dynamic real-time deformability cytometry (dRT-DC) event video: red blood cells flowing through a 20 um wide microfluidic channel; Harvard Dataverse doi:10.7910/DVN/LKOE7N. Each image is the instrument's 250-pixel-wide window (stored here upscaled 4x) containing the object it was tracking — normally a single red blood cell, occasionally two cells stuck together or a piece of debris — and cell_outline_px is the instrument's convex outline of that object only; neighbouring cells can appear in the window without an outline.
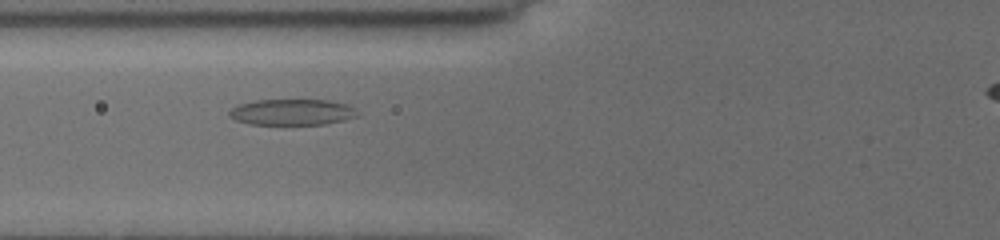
{"species": "common noctule bat (a hibernating species)", "species_latin": "Nyctalus noctula", "temperature_condition": "cold", "stored_images_in_passage": 3, "camera_frame_rate_fps": 3000, "um_per_image_px": 0.085, "animal": {"sex": "female", "body_mass_g": 19.5, "forearm_length_mm": 54.1}, "frame": {"image": 1, "passage_image": 2, "time_ms": 1.0, "image_size_px": [1000, 240], "cell_outline_px": [[360, 116], [344, 120], [324, 124], [252, 124], [236, 120], [228, 116], [228, 112], [232, 108], [240, 104], [256, 100], [328, 100], [348, 104], [356, 108]], "centroid_in_image_um": [24.88, 9.52], "position_along_channel_um": 100.9, "area_um2": 19.48}}